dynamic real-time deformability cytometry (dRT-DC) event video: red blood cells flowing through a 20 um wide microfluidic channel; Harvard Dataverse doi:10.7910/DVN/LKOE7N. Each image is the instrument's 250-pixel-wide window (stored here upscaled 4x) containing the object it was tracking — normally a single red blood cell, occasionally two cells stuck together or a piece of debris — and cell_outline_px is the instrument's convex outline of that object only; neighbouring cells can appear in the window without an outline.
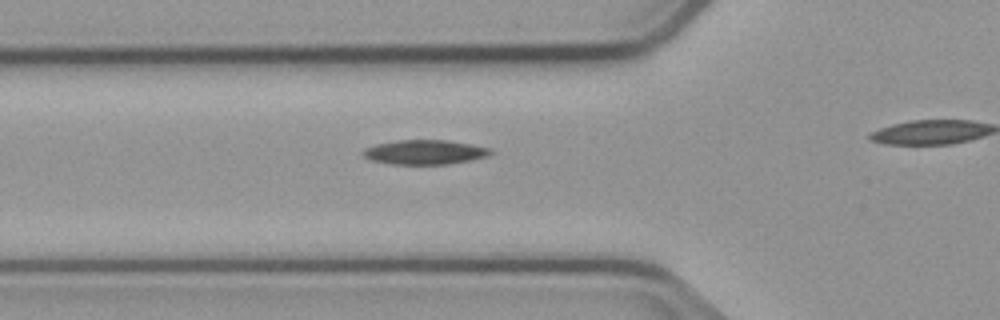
{"species": "common noctule bat (a hibernating species)", "species_latin": "Nyctalus noctula", "temperature_condition": "cold", "stored_images_in_passage": 7, "segment_of_instrument_passage": [1, 2], "camera_frame_rate_fps": 3000, "um_per_image_px": 0.085, "animal": {"sex": "male", "body_mass_g": 23.1, "forearm_length_mm": 52.7}, "frame": {"image": 1, "passage_image": 6, "time_ms": 6.667, "image_size_px": [1000, 320], "cell_outline_px": [[492, 152], [488, 156], [472, 160], [448, 164], [388, 164], [372, 160], [364, 156], [360, 152], [364, 148], [376, 144], [396, 140], [448, 140], [472, 144], [492, 148]], "centroid_in_image_um": [36.11, 12.93], "position_along_channel_um": 89.7, "area_um2": 18.38}}